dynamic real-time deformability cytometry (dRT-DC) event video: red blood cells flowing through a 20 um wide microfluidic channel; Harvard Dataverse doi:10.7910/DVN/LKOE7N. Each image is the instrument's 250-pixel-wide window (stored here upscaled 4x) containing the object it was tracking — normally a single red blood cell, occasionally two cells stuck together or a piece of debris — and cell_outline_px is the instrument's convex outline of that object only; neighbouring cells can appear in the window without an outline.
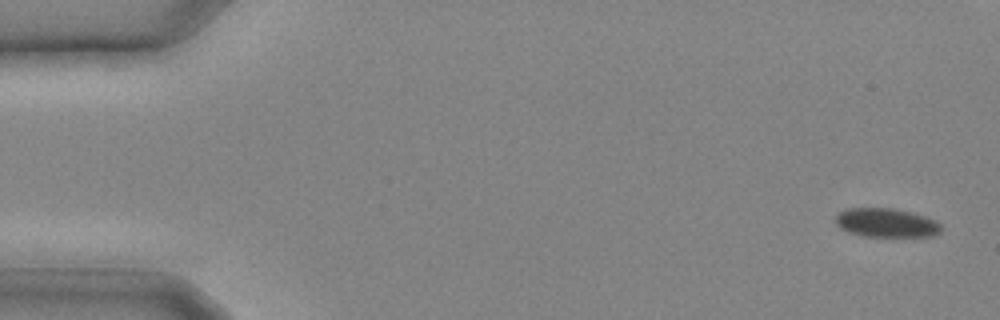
{"species": "common noctule bat (a hibernating species)", "species_latin": "Nyctalus noctula", "temperature_condition": "cold", "stored_images_in_passage": 11, "segment_of_instrument_passage": [1, 2], "camera_frame_rate_fps": 3000, "um_per_image_px": 0.085, "animal": {"sex": "male", "body_mass_g": 20.4}, "frame": {"image": 1, "passage_image": 1, "time_ms": 0.0, "image_size_px": [1000, 320], "cell_outline_px": [[940, 232], [932, 236], [864, 236], [848, 232], [840, 228], [836, 224], [836, 216], [840, 212], [848, 208], [892, 208], [912, 212], [936, 220], [940, 224]], "centroid_in_image_um": [75.33, 18.93], "position_along_channel_um": 9.7, "area_um2": 17.69}}
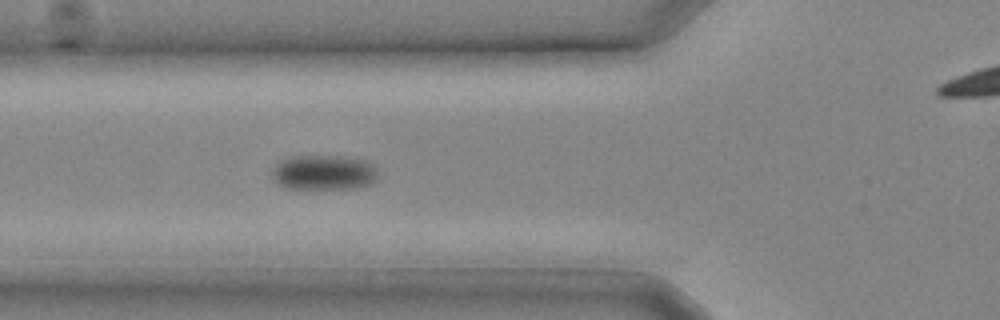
{"frame": {"image": 2, "passage_image": 10, "time_ms": 3.0, "image_size_px": [1000, 320], "cell_outline_px": [[376, 180], [368, 184], [348, 188], [288, 188], [280, 184], [272, 176], [272, 172], [276, 164], [280, 160], [288, 156], [340, 156], [364, 160], [372, 164], [376, 168]], "centroid_in_image_um": [27.5, 14.64], "position_along_channel_um": 98.3, "area_um2": 21.21}}